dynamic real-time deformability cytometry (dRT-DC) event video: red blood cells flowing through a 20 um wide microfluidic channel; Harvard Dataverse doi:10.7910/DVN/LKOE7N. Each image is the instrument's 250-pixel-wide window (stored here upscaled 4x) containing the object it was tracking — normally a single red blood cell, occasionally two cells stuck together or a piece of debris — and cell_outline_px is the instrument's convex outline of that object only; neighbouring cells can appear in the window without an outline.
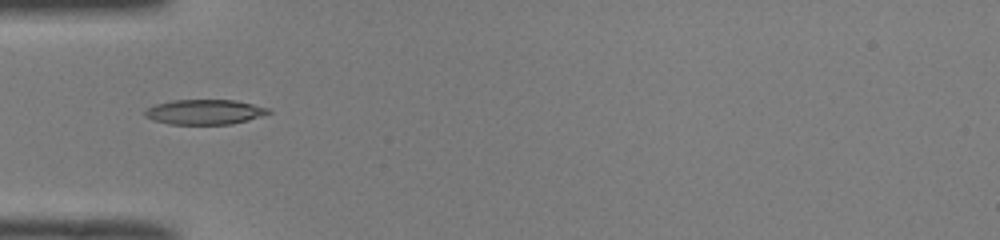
{"species": "common noctule bat (a hibernating species)", "species_latin": "Nyctalus noctula", "temperature_condition": "room temperature", "stored_images_in_passage": 35, "camera_frame_rate_fps": 3000, "um_per_image_px": 0.085, "animal": {"sex": "male", "body_mass_g": 19.0, "forearm_length_mm": 50.8}, "frame": {"image": 1, "passage_image": 1, "time_ms": 0.0, "image_size_px": [1000, 240], "cell_outline_px": [[272, 112], [248, 120], [232, 124], [168, 124], [152, 120], [144, 116], [144, 112], [148, 108], [156, 104], [172, 100], [236, 100], [268, 108]], "centroid_in_image_um": [17.37, 9.52], "position_along_channel_um": 67.6, "area_um2": 17.92}}
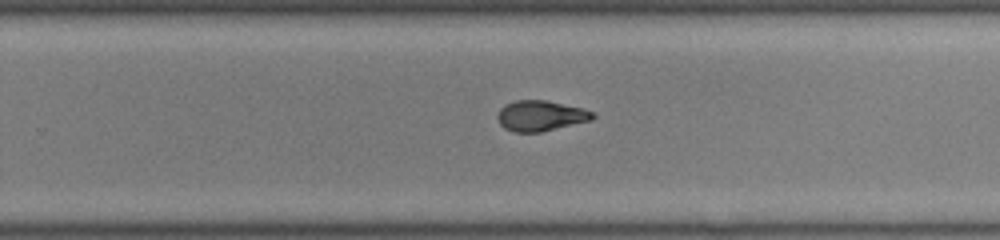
{"frame": {"image": 2, "passage_image": 17, "time_ms": 5.333, "image_size_px": [1000, 240], "cell_outline_px": [[596, 116], [592, 120], [540, 132], [512, 132], [504, 128], [500, 124], [496, 116], [500, 108], [504, 104], [516, 100], [548, 100], [596, 112]], "centroid_in_image_um": [45.94, 9.84], "position_along_channel_um": 283.9, "area_um2": 17.05}}
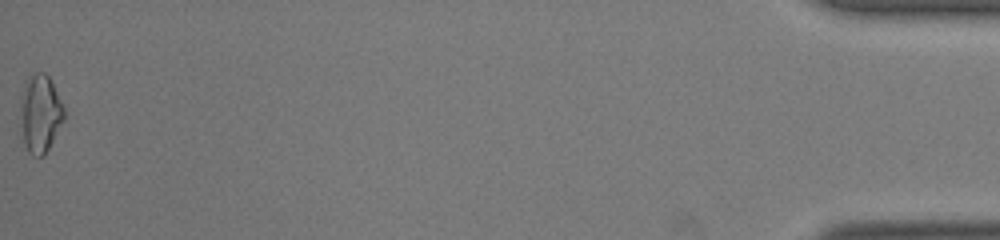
{"frame": {"image": 3, "passage_image": 35, "time_ms": 11.333, "image_size_px": [1000, 240], "cell_outline_px": [[64, 120], [44, 156], [36, 156], [28, 152], [24, 144], [20, 108], [20, 96], [28, 76], [32, 72], [44, 72], [48, 76], [64, 108]], "centroid_in_image_um": [3.4, 9.64], "position_along_channel_um": 431.8, "area_um2": 19.65}, "authors_computed_cell_mechanics": {"area_um2": 17.4556, "velocity_mm_per_s": 4.0688, "shape_relaxation_time_tau1_ms": 6.9796, "shape_relaxation_time_tau2_ms": 1.8179, "deformation_change_tau1": 0.2239, "deformation_change_tau2": 0.0709}}